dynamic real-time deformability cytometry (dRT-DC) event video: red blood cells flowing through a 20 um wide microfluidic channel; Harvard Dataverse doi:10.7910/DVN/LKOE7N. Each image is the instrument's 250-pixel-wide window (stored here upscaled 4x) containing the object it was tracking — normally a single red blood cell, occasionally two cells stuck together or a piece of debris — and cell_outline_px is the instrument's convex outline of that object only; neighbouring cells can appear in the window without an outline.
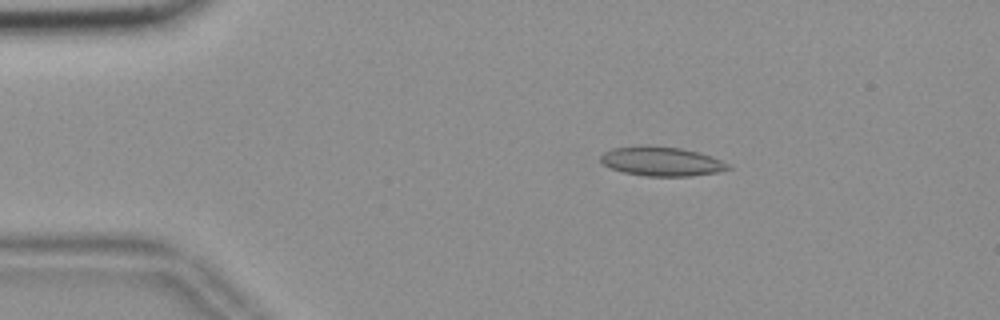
{"species": "common noctule bat (a hibernating species)", "species_latin": "Nyctalus noctula", "temperature_condition": "room temperature", "stored_images_in_passage": 56, "camera_frame_rate_fps": 3000, "um_per_image_px": 0.085, "animal": {"sex": "female", "body_mass_g": 18.4}, "frame": {"image": 1, "passage_image": 10, "time_ms": 3.0, "image_size_px": [1000, 320], "cell_outline_px": [[732, 168], [716, 172], [688, 176], [644, 176], [624, 172], [612, 168], [604, 164], [600, 160], [600, 156], [604, 152], [612, 148], [680, 148], [700, 152], [712, 156], [728, 164]], "centroid_in_image_um": [56.27, 13.75], "position_along_channel_um": 28.7, "area_um2": 20.81}}
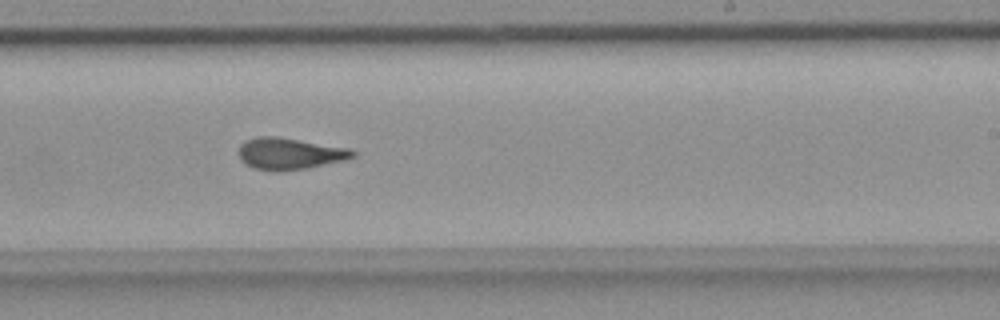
{"frame": {"image": 2, "passage_image": 34, "time_ms": 11.0, "image_size_px": [1000, 320], "cell_outline_px": [[356, 156], [344, 160], [308, 168], [280, 172], [272, 172], [252, 168], [244, 164], [240, 160], [240, 144], [244, 140], [260, 136], [276, 136], [348, 148], [356, 152]], "centroid_in_image_um": [24.58, 13.08], "position_along_channel_um": 264.4, "area_um2": 21.21}}
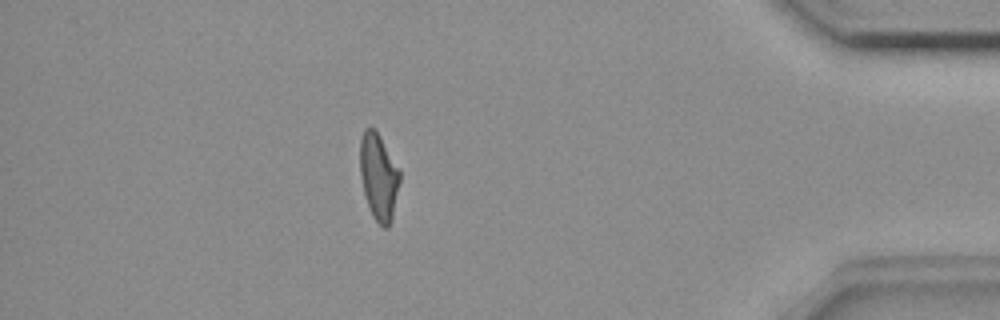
{"frame": {"image": 3, "passage_image": 49, "time_ms": 16.0, "image_size_px": [1000, 320], "cell_outline_px": [[400, 180], [392, 216], [388, 228], [384, 228], [372, 216], [364, 192], [360, 176], [360, 140], [364, 128], [376, 128], [400, 168]], "centroid_in_image_um": [32.19, 14.96], "position_along_channel_um": 403.0, "area_um2": 20.17}, "authors_computed_cell_mechanics": {"area_um2": 20.7791, "velocity_mm_per_s": 3.6439, "shape_relaxation_time_tau1_ms": null, "shape_relaxation_time_tau2_ms": 2.5879, "deformation_change_tau1": null, "deformation_change_tau2": 0.0902}}